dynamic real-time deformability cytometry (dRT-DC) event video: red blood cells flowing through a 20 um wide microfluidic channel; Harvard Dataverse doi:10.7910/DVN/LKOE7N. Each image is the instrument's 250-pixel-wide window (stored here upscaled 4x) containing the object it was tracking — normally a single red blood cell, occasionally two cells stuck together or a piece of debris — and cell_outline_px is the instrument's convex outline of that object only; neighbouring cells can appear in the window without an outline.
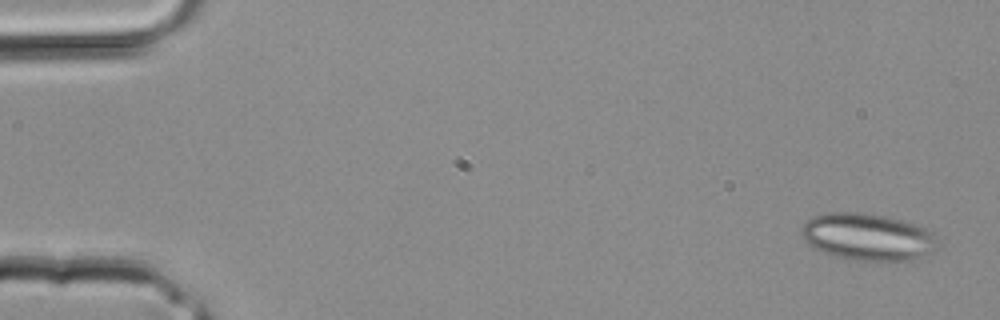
{"species": "common noctule bat (a hibernating species)", "species_latin": "Nyctalus noctula", "temperature_condition": "room temperature", "stored_images_in_passage": 3, "camera_frame_rate_fps": 3000, "um_per_image_px": 0.085, "animal": {"sex": "male", "body_mass_g": 20.4}, "frame": {"image": 1, "passage_image": 1, "time_ms": 0.0, "image_size_px": [1000, 320], "cell_outline_px": [[936, 248], [932, 252], [908, 260], [852, 260], [832, 256], [808, 244], [804, 240], [800, 232], [804, 224], [812, 216], [828, 212], [856, 212], [888, 216], [904, 220], [916, 224], [936, 232]], "centroid_in_image_um": [73.76, 20.12], "position_along_channel_um": 11.2, "area_um2": 37.45}}